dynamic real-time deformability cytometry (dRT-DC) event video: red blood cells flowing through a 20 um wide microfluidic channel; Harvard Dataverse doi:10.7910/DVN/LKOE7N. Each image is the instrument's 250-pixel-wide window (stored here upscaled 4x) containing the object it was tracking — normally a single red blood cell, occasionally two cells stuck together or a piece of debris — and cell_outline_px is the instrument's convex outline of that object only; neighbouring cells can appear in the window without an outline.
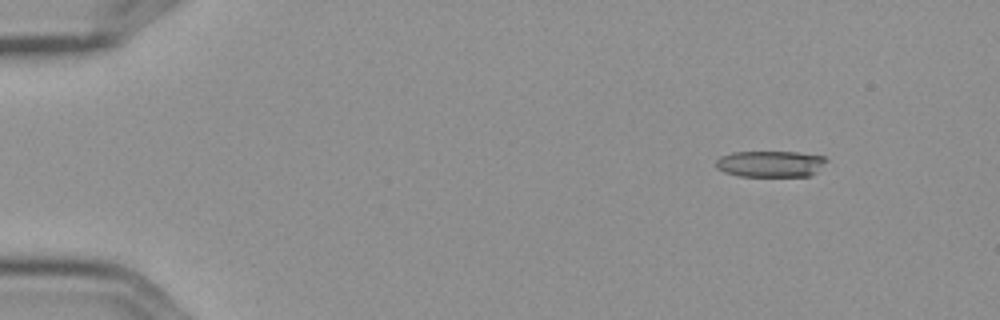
{"species": "Egyptian fruit bat (a non-hibernating species)", "species_latin": "Rousettus aegyptiacus", "temperature_condition": "cold", "stored_images_in_passage": 4, "camera_frame_rate_fps": 3000, "um_per_image_px": 0.085, "frame": {"image": 1, "passage_image": 1, "time_ms": 0.0, "image_size_px": [1000, 320], "cell_outline_px": [[828, 160], [816, 172], [808, 176], [740, 176], [724, 172], [716, 168], [716, 160], [720, 156], [732, 152], [800, 152], [824, 156]], "centroid_in_image_um": [65.48, 13.92], "position_along_channel_um": 19.5, "area_um2": 16.99}}
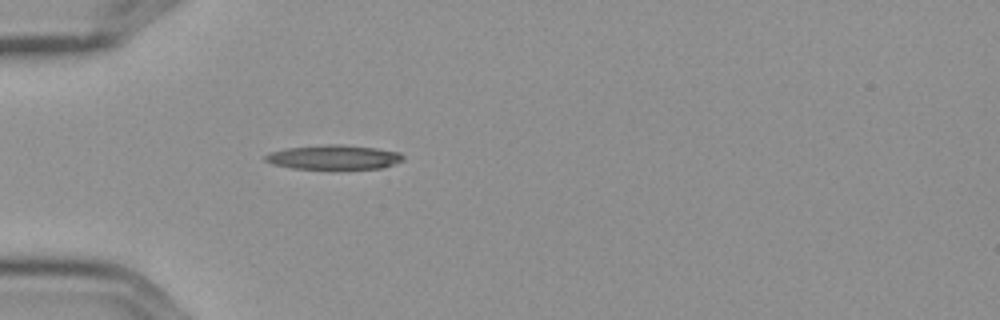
{"frame": {"image": 2, "passage_image": 4, "time_ms": 1.0, "image_size_px": [1000, 320], "cell_outline_px": [[404, 160], [384, 168], [332, 172], [292, 168], [272, 164], [264, 160], [264, 156], [272, 152], [288, 148], [328, 144], [340, 144], [376, 148], [400, 152], [404, 156]], "centroid_in_image_um": [28.42, 13.42], "position_along_channel_um": 56.6, "area_um2": 20.69}}